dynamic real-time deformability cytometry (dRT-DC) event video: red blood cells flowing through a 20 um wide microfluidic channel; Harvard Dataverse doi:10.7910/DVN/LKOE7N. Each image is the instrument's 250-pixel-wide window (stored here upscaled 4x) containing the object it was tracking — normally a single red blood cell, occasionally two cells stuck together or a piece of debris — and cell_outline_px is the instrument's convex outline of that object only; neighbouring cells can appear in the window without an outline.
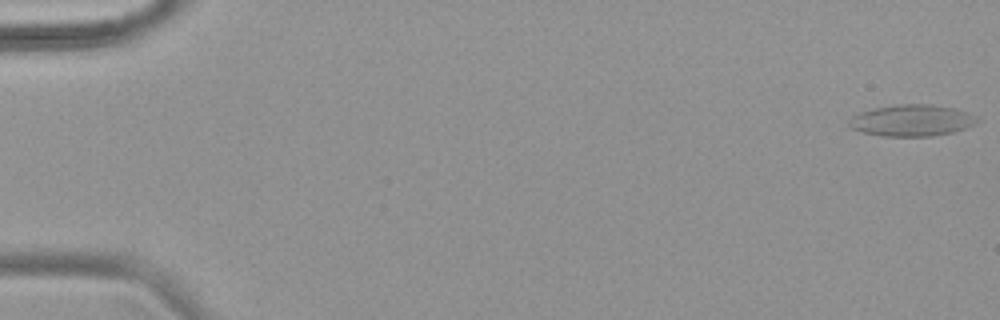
{"species": "common noctule bat (a hibernating species)", "species_latin": "Nyctalus noctula", "temperature_condition": "warm", "stored_images_in_passage": 56, "camera_frame_rate_fps": 3000, "um_per_image_px": 0.085, "animal": {"sex": "female", "body_mass_g": 18.4}, "frame": {"image": 1, "passage_image": 1, "time_ms": 0.0, "image_size_px": [1000, 320], "cell_outline_px": [[976, 120], [972, 124], [964, 128], [952, 132], [932, 136], [884, 136], [864, 132], [852, 128], [848, 124], [848, 120], [852, 116], [860, 112], [872, 108], [896, 104], [928, 104], [956, 108], [972, 116]], "centroid_in_image_um": [77.41, 10.23], "position_along_channel_um": 7.6, "area_um2": 23.12}}
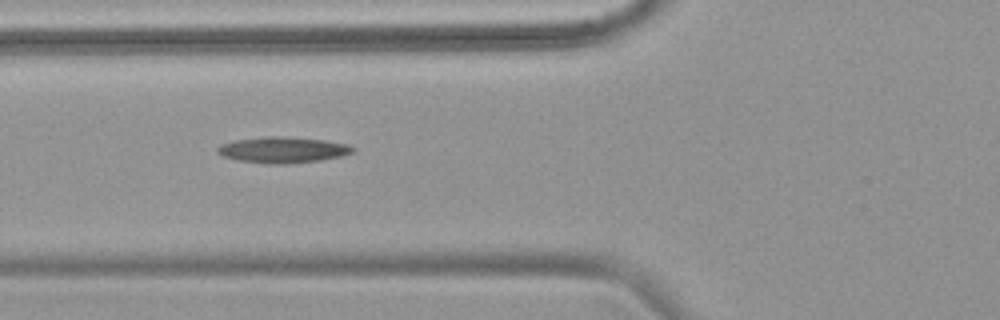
{"frame": {"image": 2, "passage_image": 22, "time_ms": 7.0, "image_size_px": [1000, 320], "cell_outline_px": [[356, 148], [352, 152], [340, 156], [320, 160], [284, 164], [272, 164], [236, 160], [224, 156], [216, 152], [216, 148], [220, 144], [232, 140], [268, 136], [276, 136], [324, 140], [348, 144]], "centroid_in_image_um": [23.99, 12.73], "position_along_channel_um": 101.8, "area_um2": 20.4}}
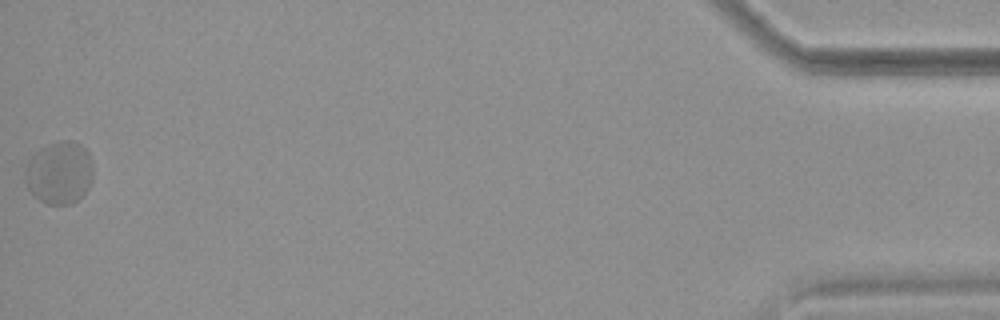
{"frame": {"image": 3, "passage_image": 56, "time_ms": 18.333, "image_size_px": [1000, 320], "cell_outline_px": [[92, 180], [88, 188], [72, 204], [48, 204], [40, 200], [28, 188], [24, 180], [24, 168], [28, 160], [40, 148], [56, 140], [68, 140], [80, 144], [88, 152], [92, 160]], "centroid_in_image_um": [5.03, 14.65], "position_along_channel_um": 430.2, "area_um2": 24.91}}